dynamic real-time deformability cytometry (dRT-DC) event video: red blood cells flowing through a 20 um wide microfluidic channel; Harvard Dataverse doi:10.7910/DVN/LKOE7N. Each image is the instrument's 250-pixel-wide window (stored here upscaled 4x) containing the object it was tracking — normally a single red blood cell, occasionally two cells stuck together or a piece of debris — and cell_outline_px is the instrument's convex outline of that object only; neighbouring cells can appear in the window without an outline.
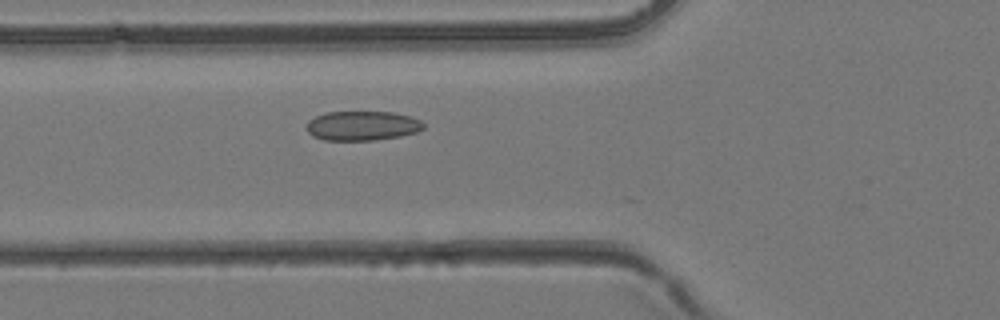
{"species": "common noctule bat (a hibernating species)", "species_latin": "Nyctalus noctula", "temperature_condition": "room temperature", "stored_images_in_passage": 30, "camera_frame_rate_fps": 3000, "um_per_image_px": 0.085, "animal": {"sex": "female", "body_mass_g": 24.6, "forearm_length_mm": 56.2}, "frame": {"image": 1, "passage_image": 9, "time_ms": 2.667, "image_size_px": [1000, 320], "cell_outline_px": [[424, 128], [416, 132], [400, 136], [376, 140], [324, 140], [312, 136], [308, 132], [308, 120], [324, 112], [392, 112], [412, 116], [420, 120], [424, 124]], "centroid_in_image_um": [30.8, 10.68], "position_along_channel_um": 95.0, "area_um2": 20.11}}
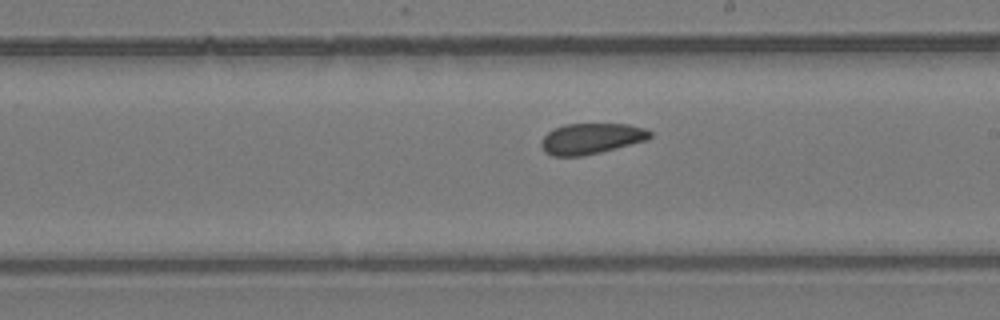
{"frame": {"image": 2, "passage_image": 18, "time_ms": 5.667, "image_size_px": [1000, 320], "cell_outline_px": [[652, 136], [648, 140], [584, 156], [552, 156], [544, 152], [540, 144], [540, 140], [548, 132], [564, 124], [628, 124], [648, 128], [652, 132]], "centroid_in_image_um": [50.27, 11.78], "position_along_channel_um": 238.7, "area_um2": 19.71}}
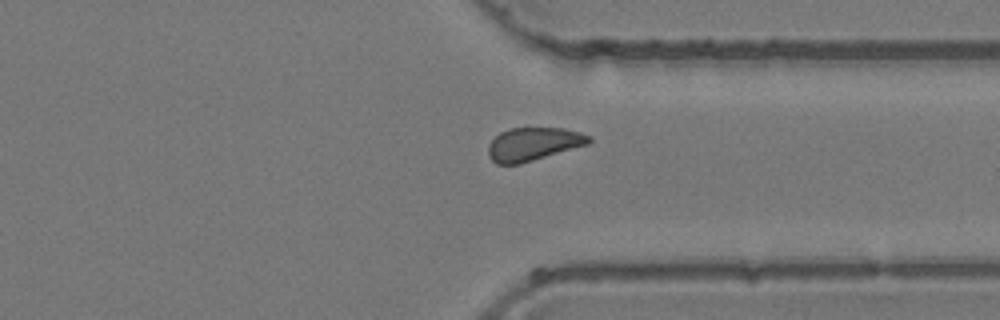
{"frame": {"image": 3, "passage_image": 26, "time_ms": 8.333, "image_size_px": [1000, 320], "cell_outline_px": [[592, 140], [588, 144], [520, 164], [496, 164], [488, 156], [488, 144], [500, 132], [508, 128], [564, 128], [580, 132], [592, 136]], "centroid_in_image_um": [45.33, 12.24], "position_along_channel_um": 366.1, "area_um2": 19.54}}